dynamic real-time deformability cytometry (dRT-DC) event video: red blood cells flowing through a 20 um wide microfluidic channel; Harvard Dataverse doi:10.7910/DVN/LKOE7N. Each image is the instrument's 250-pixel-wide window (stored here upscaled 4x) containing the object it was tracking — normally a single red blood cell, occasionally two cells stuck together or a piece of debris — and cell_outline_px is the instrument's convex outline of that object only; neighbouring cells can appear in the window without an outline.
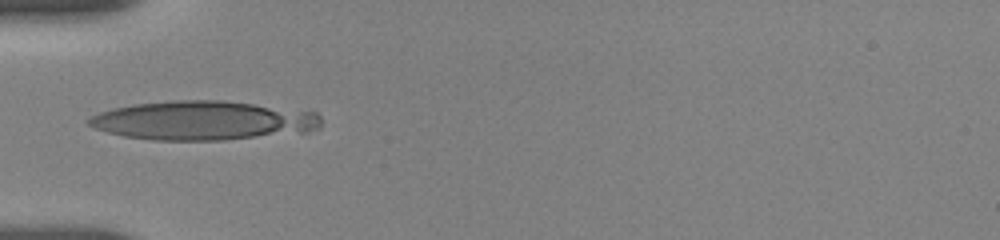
{"species": "human", "species_latin": "Homo sapiens", "temperature_condition": "room temperature", "stored_images_in_passage": 4, "camera_frame_rate_fps": 3000, "um_per_image_px": 0.085, "donor": {"sex": "female"}, "frame": {"image": 1, "passage_image": 1, "time_ms": 0.0, "image_size_px": [1000, 240], "cell_outline_px": [[320, 128], [308, 132], [224, 140], [152, 140], [124, 136], [108, 132], [96, 128], [88, 124], [88, 120], [92, 116], [100, 112], [112, 108], [136, 104], [172, 100], [224, 100], [316, 112], [320, 116]], "centroid_in_image_um": [17.28, 10.24], "position_along_channel_um": 67.7, "area_um2": 52.83}}